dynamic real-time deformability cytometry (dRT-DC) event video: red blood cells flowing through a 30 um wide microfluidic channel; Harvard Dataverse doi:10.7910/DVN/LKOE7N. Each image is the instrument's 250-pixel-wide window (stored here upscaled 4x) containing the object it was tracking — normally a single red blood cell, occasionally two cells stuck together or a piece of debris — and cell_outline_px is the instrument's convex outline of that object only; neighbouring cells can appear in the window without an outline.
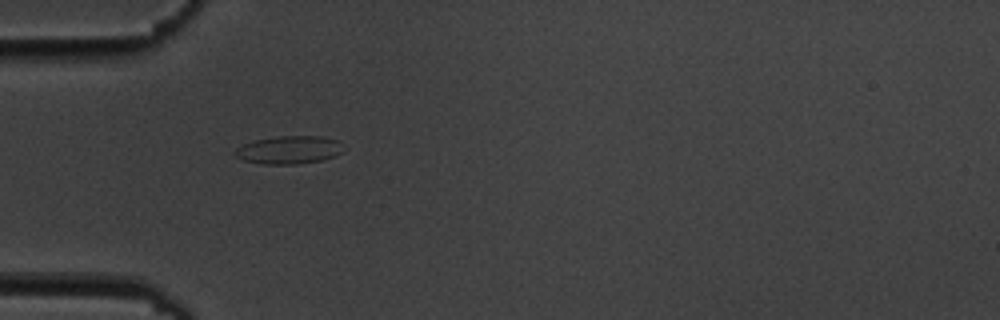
{"species": "common noctule bat (a hibernating species)", "species_latin": "Nyctalus noctula", "temperature_condition": "cold", "stored_images_in_passage": 3, "camera_frame_rate_fps": 3000, "um_per_image_px": 0.085, "animal": {"sex": "male", "body_mass_g": 19.5, "forearm_length_mm": 54.6}, "frame": {"image": 1, "passage_image": 1, "time_ms": 0.0, "image_size_px": [1000, 320], "cell_outline_px": [[344, 152], [336, 156], [320, 160], [296, 164], [264, 164], [244, 160], [236, 156], [236, 148], [252, 140], [280, 136], [324, 136], [336, 140]], "centroid_in_image_um": [24.57, 12.73], "position_along_channel_um": 60.4, "area_um2": 17.51}}
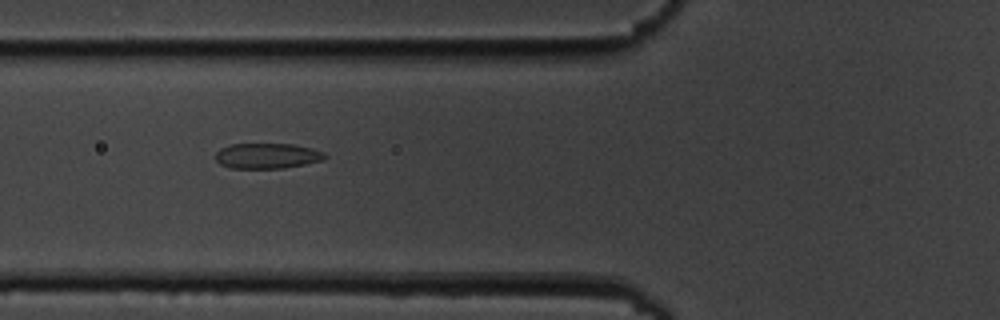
{"frame": {"image": 2, "passage_image": 2, "time_ms": 1.333, "image_size_px": [1000, 320], "cell_outline_px": [[328, 156], [324, 160], [284, 168], [232, 168], [220, 164], [216, 160], [216, 152], [220, 148], [228, 144], [292, 144], [312, 148], [324, 152]], "centroid_in_image_um": [22.72, 13.24], "position_along_channel_um": 103.1, "area_um2": 16.24}}
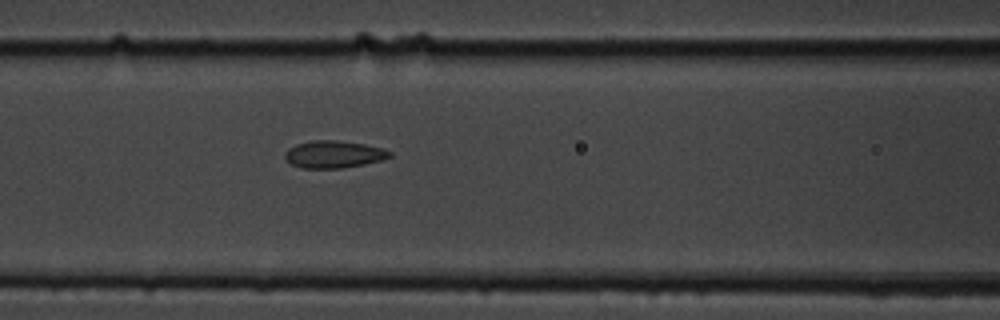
{"frame": {"image": 3, "passage_image": 3, "time_ms": 2.333, "image_size_px": [1000, 320], "cell_outline_px": [[392, 156], [380, 160], [364, 164], [344, 168], [300, 168], [284, 160], [284, 152], [288, 148], [296, 144], [312, 140], [336, 140], [364, 144], [380, 148], [392, 152]], "centroid_in_image_um": [28.31, 13.12], "position_along_channel_um": 138.3, "area_um2": 16.7}}